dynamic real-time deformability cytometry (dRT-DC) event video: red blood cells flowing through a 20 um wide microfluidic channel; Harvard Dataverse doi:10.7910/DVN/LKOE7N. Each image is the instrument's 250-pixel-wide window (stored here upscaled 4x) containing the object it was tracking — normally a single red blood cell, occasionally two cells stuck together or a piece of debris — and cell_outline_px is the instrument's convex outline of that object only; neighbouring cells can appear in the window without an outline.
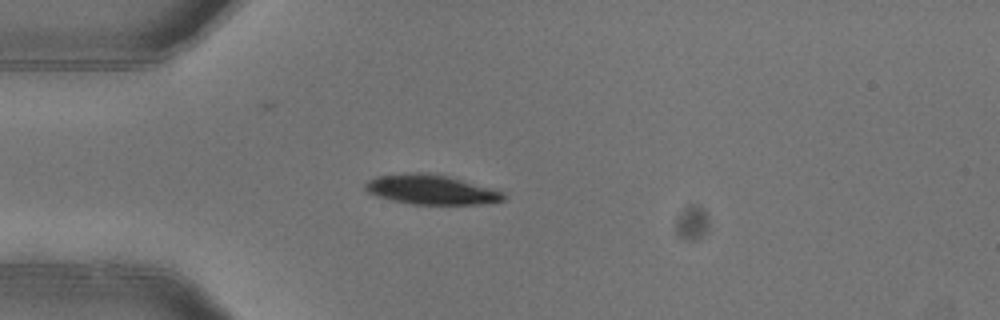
{"species": "common noctule bat (a hibernating species)", "species_latin": "Nyctalus noctula", "temperature_condition": "warm", "stored_images_in_passage": 4, "camera_frame_rate_fps": 3000, "um_per_image_px": 0.085, "animal": {"sex": "female"}, "frame": {"image": 1, "passage_image": 4, "time_ms": 1.0, "image_size_px": [1000, 320], "cell_outline_px": [[504, 200], [480, 204], [412, 204], [392, 200], [368, 192], [364, 188], [364, 184], [368, 180], [376, 176], [408, 172], [428, 172], [448, 176], [492, 188], [504, 192]], "centroid_in_image_um": [36.63, 16.1], "position_along_channel_um": 48.4, "area_um2": 23.81}}